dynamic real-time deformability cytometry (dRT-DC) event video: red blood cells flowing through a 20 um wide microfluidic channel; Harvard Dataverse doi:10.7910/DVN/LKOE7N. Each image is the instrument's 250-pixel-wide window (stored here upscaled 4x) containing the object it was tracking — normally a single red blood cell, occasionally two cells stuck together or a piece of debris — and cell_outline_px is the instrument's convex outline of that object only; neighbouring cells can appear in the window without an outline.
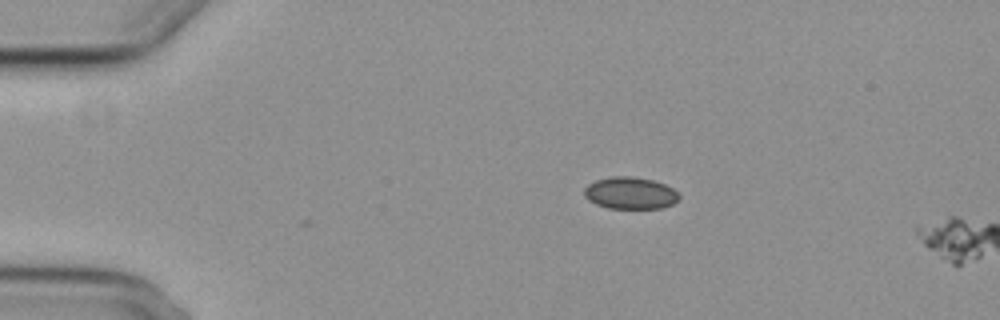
{"species": "common noctule bat (a hibernating species)", "species_latin": "Nyctalus noctula", "temperature_condition": "cold", "stored_images_in_passage": 2, "camera_frame_rate_fps": 3000, "um_per_image_px": 0.085, "animal": {"sex": "female", "body_mass_g": 29.2, "forearm_length_mm": 56.3}, "frame": {"image": 1, "passage_image": 1, "time_ms": 0.0, "image_size_px": [1000, 320], "cell_outline_px": [[680, 200], [672, 204], [660, 208], [608, 208], [596, 204], [588, 200], [584, 196], [584, 188], [588, 184], [596, 180], [612, 176], [632, 176], [652, 180], [664, 184], [672, 188], [680, 196]], "centroid_in_image_um": [53.56, 16.41], "position_along_channel_um": 31.4, "area_um2": 17.69}}